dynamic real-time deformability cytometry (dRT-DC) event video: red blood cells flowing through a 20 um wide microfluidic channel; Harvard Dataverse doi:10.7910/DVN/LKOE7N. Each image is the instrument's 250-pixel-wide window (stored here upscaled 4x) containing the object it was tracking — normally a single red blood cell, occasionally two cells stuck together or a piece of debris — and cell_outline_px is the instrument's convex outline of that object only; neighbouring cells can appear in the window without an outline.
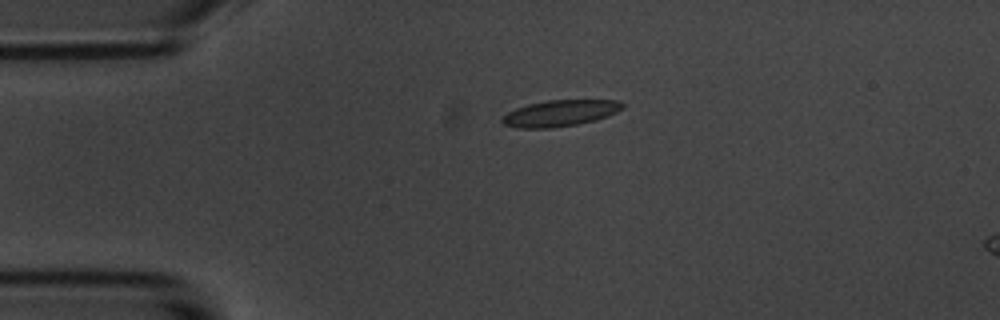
{"species": "common noctule bat (a hibernating species)", "species_latin": "Nyctalus noctula", "temperature_condition": "room temperature", "stored_images_in_passage": 45, "camera_frame_rate_fps": 3000, "um_per_image_px": 0.085, "animal": {"sex": "male", "body_mass_g": 20.1, "forearm_length_mm": 53.5}, "frame": {"image": 1, "passage_image": 1, "time_ms": 0.0, "image_size_px": [1000, 320], "cell_outline_px": [[624, 108], [608, 116], [596, 120], [576, 124], [552, 128], [516, 128], [504, 124], [500, 120], [508, 112], [516, 108], [528, 104], [548, 100], [620, 100], [624, 104]], "centroid_in_image_um": [47.62, 9.62], "position_along_channel_um": 37.4, "area_um2": 18.44}}
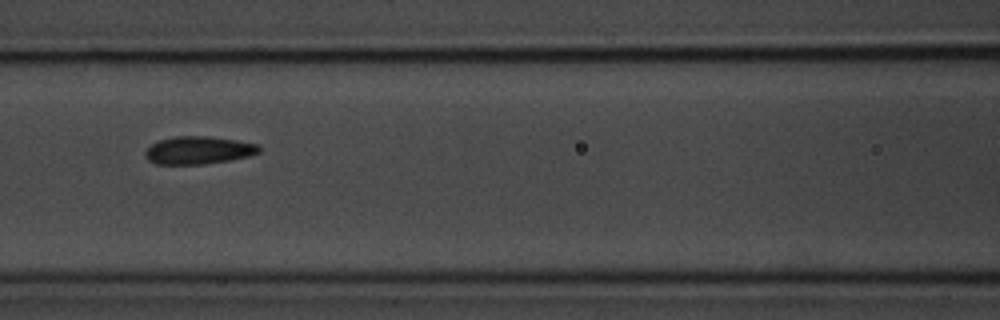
{"frame": {"image": 2, "passage_image": 13, "time_ms": 4.0, "image_size_px": [1000, 320], "cell_outline_px": [[260, 152], [248, 156], [228, 160], [204, 164], [156, 164], [148, 160], [144, 156], [144, 152], [152, 144], [160, 140], [176, 136], [208, 136], [236, 140], [256, 144], [260, 148]], "centroid_in_image_um": [16.84, 12.77], "position_along_channel_um": 149.8, "area_um2": 18.26}}
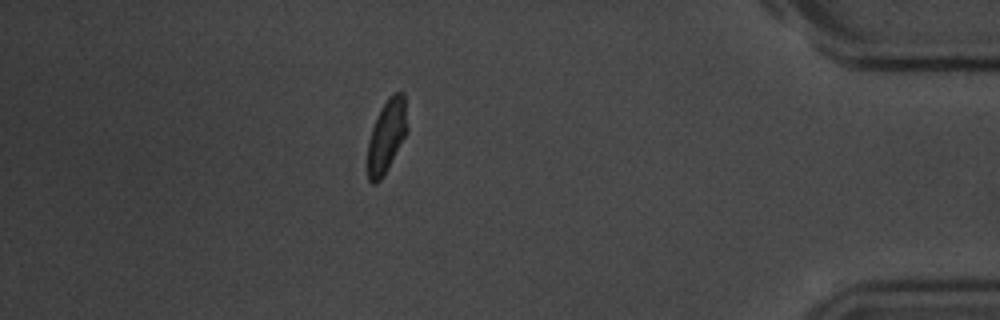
{"frame": {"image": 3, "passage_image": 38, "time_ms": 12.333, "image_size_px": [1000, 320], "cell_outline_px": [[408, 132], [388, 168], [380, 180], [376, 184], [372, 184], [368, 180], [368, 140], [372, 128], [380, 108], [388, 96], [396, 92], [404, 92], [408, 128]], "centroid_in_image_um": [32.88, 11.54], "position_along_channel_um": 402.3, "area_um2": 17.05}, "authors_computed_cell_mechanics": {"area_um2": 17.9758, "velocity_mm_per_s": 3.5539, "shape_relaxation_time_tau1_ms": 2.591, "shape_relaxation_time_tau2_ms": 1.6475, "deformation_change_tau1": 0.1046, "deformation_change_tau2": 0.0689}}